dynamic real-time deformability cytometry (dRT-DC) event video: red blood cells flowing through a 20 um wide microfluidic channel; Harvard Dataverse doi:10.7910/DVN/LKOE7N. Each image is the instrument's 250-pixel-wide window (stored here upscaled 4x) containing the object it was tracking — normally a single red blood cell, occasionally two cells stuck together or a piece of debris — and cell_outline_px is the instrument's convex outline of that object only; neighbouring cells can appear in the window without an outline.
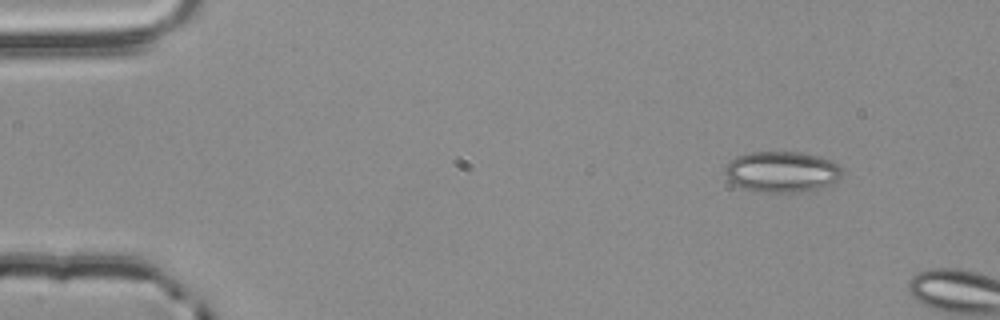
{"species": "common noctule bat (a hibernating species)", "species_latin": "Nyctalus noctula", "temperature_condition": "room temperature", "stored_images_in_passage": 4, "camera_frame_rate_fps": 3000, "um_per_image_px": 0.085, "animal": {"sex": "male", "body_mass_g": 20.4}, "frame": {"image": 1, "passage_image": 1, "time_ms": 0.0, "image_size_px": [1000, 320], "cell_outline_px": [[844, 172], [832, 184], [820, 188], [800, 192], [760, 192], [740, 188], [724, 172], [724, 168], [728, 160], [736, 156], [748, 152], [800, 152], [820, 156], [832, 160], [844, 168]], "centroid_in_image_um": [66.48, 14.59], "position_along_channel_um": 18.5, "area_um2": 28.26}}